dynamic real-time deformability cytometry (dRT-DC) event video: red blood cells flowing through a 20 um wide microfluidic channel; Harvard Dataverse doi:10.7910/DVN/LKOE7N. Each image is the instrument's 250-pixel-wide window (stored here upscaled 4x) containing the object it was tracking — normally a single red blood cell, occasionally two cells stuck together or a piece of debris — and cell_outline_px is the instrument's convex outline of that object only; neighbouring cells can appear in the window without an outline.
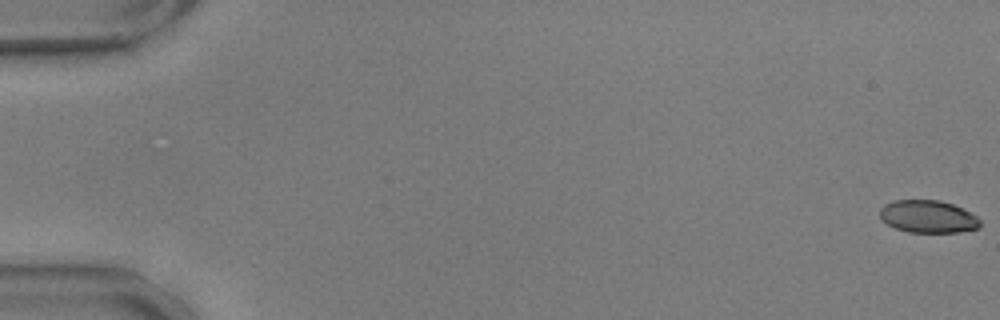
{"species": "common noctule bat (a hibernating species)", "species_latin": "Nyctalus noctula", "temperature_condition": "warm", "stored_images_in_passage": 55, "camera_frame_rate_fps": 3000, "um_per_image_px": 0.085, "animal": {"sex": "male", "body_mass_g": 17.9, "forearm_length_mm": 54.2}, "frame": {"image": 1, "passage_image": 1, "time_ms": 0.0, "image_size_px": [1000, 320], "cell_outline_px": [[980, 228], [960, 232], [908, 232], [896, 228], [880, 220], [880, 208], [884, 204], [892, 200], [940, 200], [964, 208], [976, 216], [980, 220]], "centroid_in_image_um": [78.88, 18.4], "position_along_channel_um": 6.1, "area_um2": 19.19}}
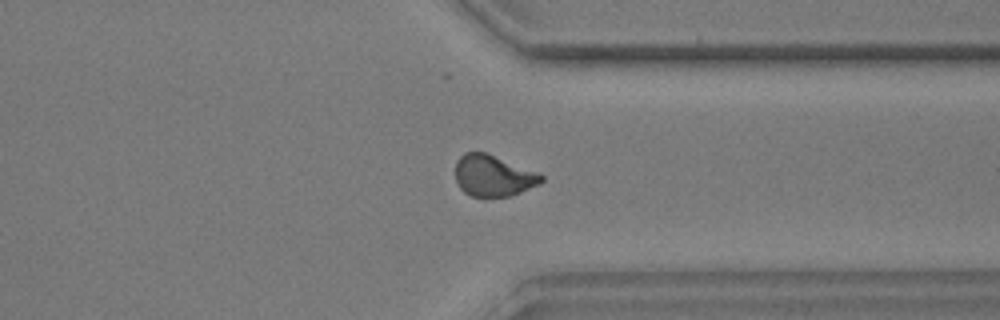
{"frame": {"image": 2, "passage_image": 45, "time_ms": 14.667, "image_size_px": [1000, 320], "cell_outline_px": [[544, 180], [540, 184], [520, 192], [508, 196], [484, 200], [472, 196], [464, 192], [460, 188], [456, 180], [456, 160], [464, 152], [484, 152], [540, 172], [544, 176]], "centroid_in_image_um": [41.93, 14.97], "position_along_channel_um": 369.5, "area_um2": 21.21}}
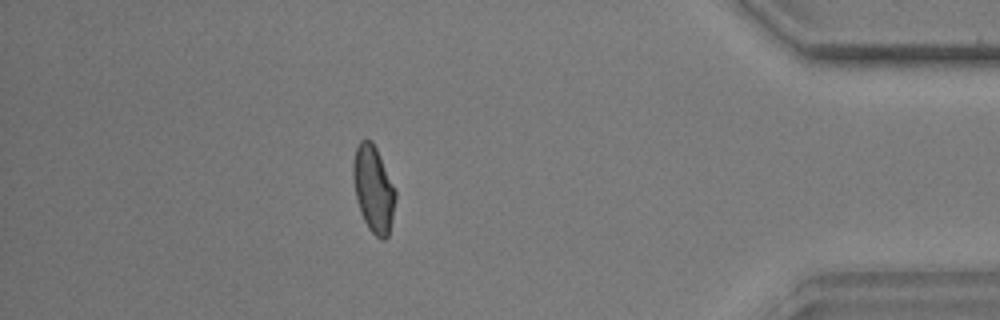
{"frame": {"image": 3, "passage_image": 51, "time_ms": 16.667, "image_size_px": [1000, 320], "cell_outline_px": [[396, 196], [388, 236], [384, 240], [380, 240], [368, 228], [360, 212], [356, 200], [352, 176], [352, 164], [356, 148], [360, 140], [372, 140], [376, 148], [396, 192]], "centroid_in_image_um": [31.71, 16.07], "position_along_channel_um": 403.5, "area_um2": 21.15}, "authors_computed_cell_mechanics": {"area_um2": 20.9236, "velocity_mm_per_s": 3.5928, "shape_relaxation_time_tau1_ms": null, "shape_relaxation_time_tau2_ms": 1.1751, "deformation_change_tau1": null, "deformation_change_tau2": 0.0575}}